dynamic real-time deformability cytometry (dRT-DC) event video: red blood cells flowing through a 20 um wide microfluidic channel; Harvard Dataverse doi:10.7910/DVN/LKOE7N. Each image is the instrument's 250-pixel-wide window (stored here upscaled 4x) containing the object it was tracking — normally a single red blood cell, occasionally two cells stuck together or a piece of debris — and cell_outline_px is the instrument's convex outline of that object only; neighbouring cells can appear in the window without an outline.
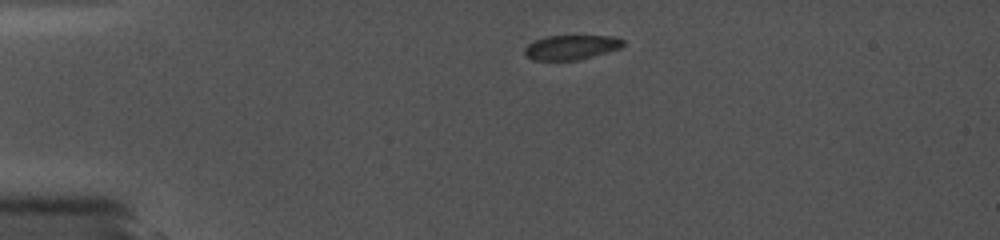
{"species": "common noctule bat (a hibernating species)", "species_latin": "Nyctalus noctula", "temperature_condition": "cold", "stored_images_in_passage": 3, "camera_frame_rate_fps": 5000, "um_per_image_px": 0.085, "animal": {"sex": "female", "body_mass_g": 19.0, "forearm_length_mm": 56.7}, "frame": {"image": 1, "passage_image": 1, "time_ms": 0.0, "image_size_px": [1000, 240], "cell_outline_px": [[624, 44], [620, 48], [608, 52], [580, 60], [532, 60], [524, 52], [524, 48], [528, 44], [536, 40], [548, 36], [616, 36], [624, 40]], "centroid_in_image_um": [48.58, 4.02], "position_along_channel_um": 36.4, "area_um2": 14.1}}
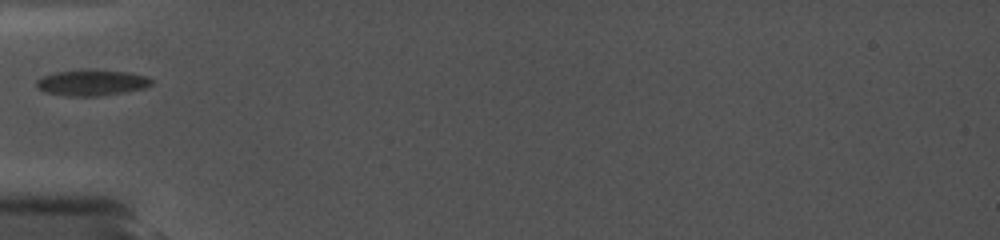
{"frame": {"image": 2, "passage_image": 3, "time_ms": 2.4, "image_size_px": [1000, 240], "cell_outline_px": [[152, 84], [144, 88], [124, 92], [100, 96], [68, 96], [44, 92], [36, 88], [36, 80], [44, 76], [56, 72], [88, 68], [128, 72], [148, 76], [152, 80]], "centroid_in_image_um": [7.79, 7.01], "position_along_channel_um": 77.2, "area_um2": 17.69}}